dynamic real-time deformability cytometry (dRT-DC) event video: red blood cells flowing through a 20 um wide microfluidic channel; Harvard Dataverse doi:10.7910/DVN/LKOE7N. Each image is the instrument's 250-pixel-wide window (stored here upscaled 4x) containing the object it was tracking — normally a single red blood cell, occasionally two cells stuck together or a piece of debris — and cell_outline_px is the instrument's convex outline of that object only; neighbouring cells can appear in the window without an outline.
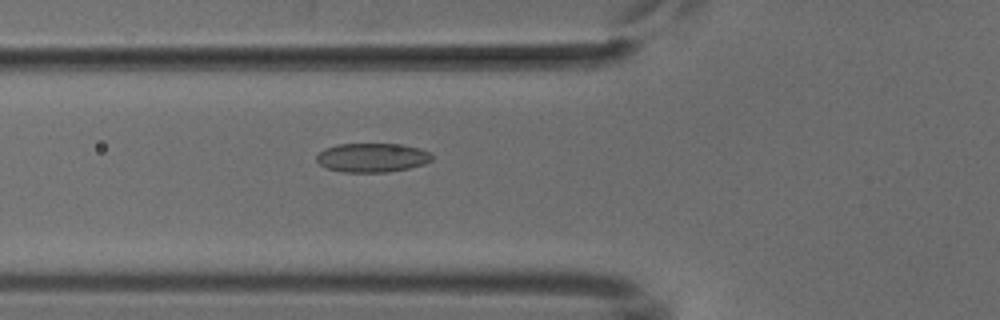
{"species": "common noctule bat (a hibernating species)", "species_latin": "Nyctalus noctula", "temperature_condition": "cold", "stored_images_in_passage": 6, "camera_frame_rate_fps": 3000, "um_per_image_px": 0.085, "animal": {"sex": "male", "body_mass_g": 18.8}, "frame": {"image": 1, "passage_image": 6, "time_ms": 5.667, "image_size_px": [1000, 320], "cell_outline_px": [[432, 160], [424, 164], [408, 168], [388, 172], [340, 172], [328, 168], [320, 164], [316, 160], [316, 156], [324, 148], [336, 144], [404, 144], [420, 148], [432, 152]], "centroid_in_image_um": [31.65, 13.39], "position_along_channel_um": 94.1, "area_um2": 19.71}}